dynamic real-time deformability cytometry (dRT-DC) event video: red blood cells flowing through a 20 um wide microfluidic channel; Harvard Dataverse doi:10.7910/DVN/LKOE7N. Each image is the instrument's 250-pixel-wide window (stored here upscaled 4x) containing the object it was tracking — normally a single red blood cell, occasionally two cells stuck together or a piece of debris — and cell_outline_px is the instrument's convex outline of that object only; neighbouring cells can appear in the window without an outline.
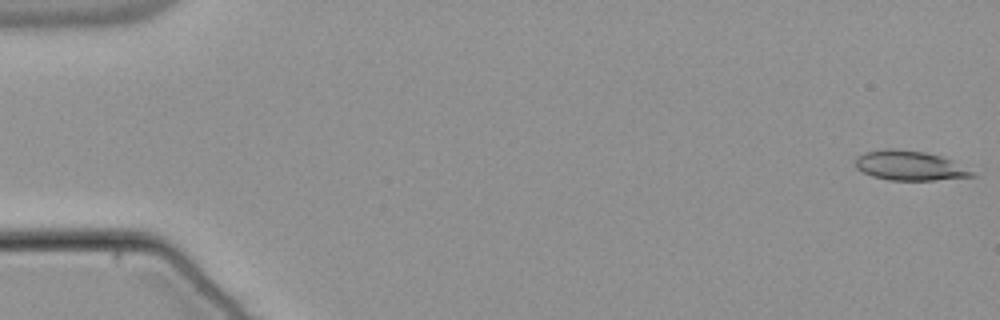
{"species": "common noctule bat (a hibernating species)", "species_latin": "Nyctalus noctula", "temperature_condition": "warm", "stored_images_in_passage": 14, "segment_of_instrument_passage": [1, 2], "camera_frame_rate_fps": 3000, "um_per_image_px": 0.085, "animal": {"sex": "male", "body_mass_g": 21.5, "forearm_length_mm": 52.0}, "frame": {"image": 1, "passage_image": 1, "time_ms": 0.0, "image_size_px": [1000, 320], "cell_outline_px": [[980, 176], [936, 180], [888, 180], [872, 176], [856, 168], [856, 156], [864, 152], [884, 148], [896, 148], [924, 152], [940, 156], [952, 160]], "centroid_in_image_um": [77.31, 14.07], "position_along_channel_um": 7.7, "area_um2": 20.23}}